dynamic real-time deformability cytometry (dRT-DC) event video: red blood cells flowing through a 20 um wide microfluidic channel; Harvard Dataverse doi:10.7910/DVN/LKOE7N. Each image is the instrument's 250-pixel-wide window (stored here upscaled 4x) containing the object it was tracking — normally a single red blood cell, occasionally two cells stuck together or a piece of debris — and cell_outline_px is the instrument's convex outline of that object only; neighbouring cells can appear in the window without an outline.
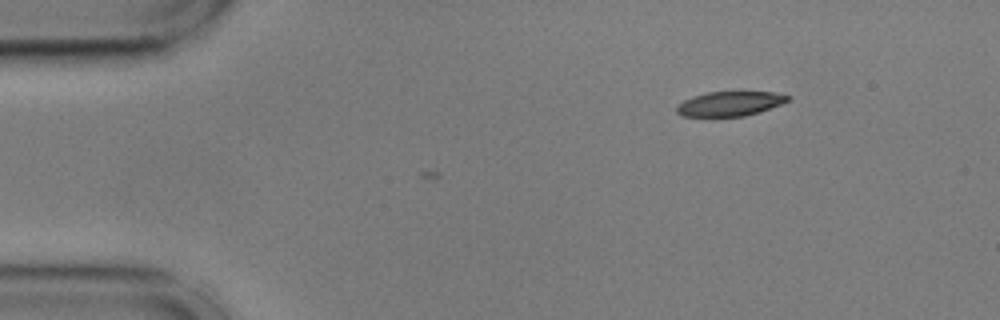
{"species": "common noctule bat (a hibernating species)", "species_latin": "Nyctalus noctula", "temperature_condition": "cold", "stored_images_in_passage": 2, "camera_frame_rate_fps": 3000, "um_per_image_px": 0.085, "animal": {"sex": "male", "body_mass_g": 17.9, "forearm_length_mm": 54.2}, "frame": {"image": 1, "passage_image": 2, "time_ms": 0.333, "image_size_px": [1000, 320], "cell_outline_px": [[792, 96], [788, 100], [780, 104], [760, 112], [744, 116], [712, 120], [680, 116], [676, 112], [676, 104], [692, 96], [708, 92], [776, 92]], "centroid_in_image_um": [61.93, 8.87], "position_along_channel_um": 23.1, "area_um2": 16.88}}